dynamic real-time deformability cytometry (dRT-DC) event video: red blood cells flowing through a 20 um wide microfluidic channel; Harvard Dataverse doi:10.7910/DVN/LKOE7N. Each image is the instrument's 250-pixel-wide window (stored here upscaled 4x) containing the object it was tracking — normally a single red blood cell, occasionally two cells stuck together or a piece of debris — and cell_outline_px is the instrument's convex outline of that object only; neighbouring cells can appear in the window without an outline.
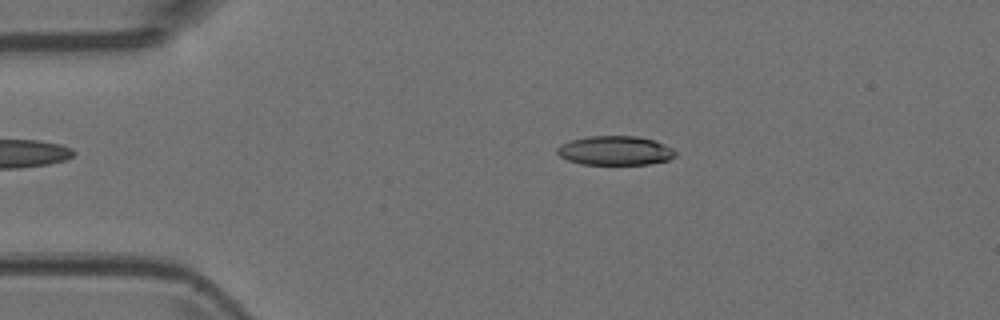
{"species": "Egyptian fruit bat (a non-hibernating species)", "species_latin": "Rousettus aegyptiacus", "temperature_condition": "room temperature", "stored_images_in_passage": 4, "camera_frame_rate_fps": 3000, "um_per_image_px": 0.085, "animal": {"sex": "female"}, "frame": {"image": 1, "passage_image": 3, "time_ms": 0.667, "image_size_px": [1000, 320], "cell_outline_px": [[676, 156], [668, 160], [648, 164], [584, 164], [568, 160], [560, 156], [556, 152], [556, 148], [572, 140], [588, 136], [636, 136], [652, 140], [664, 144], [672, 148], [676, 152]], "centroid_in_image_um": [52.31, 12.8], "position_along_channel_um": 32.7, "area_um2": 19.88}}